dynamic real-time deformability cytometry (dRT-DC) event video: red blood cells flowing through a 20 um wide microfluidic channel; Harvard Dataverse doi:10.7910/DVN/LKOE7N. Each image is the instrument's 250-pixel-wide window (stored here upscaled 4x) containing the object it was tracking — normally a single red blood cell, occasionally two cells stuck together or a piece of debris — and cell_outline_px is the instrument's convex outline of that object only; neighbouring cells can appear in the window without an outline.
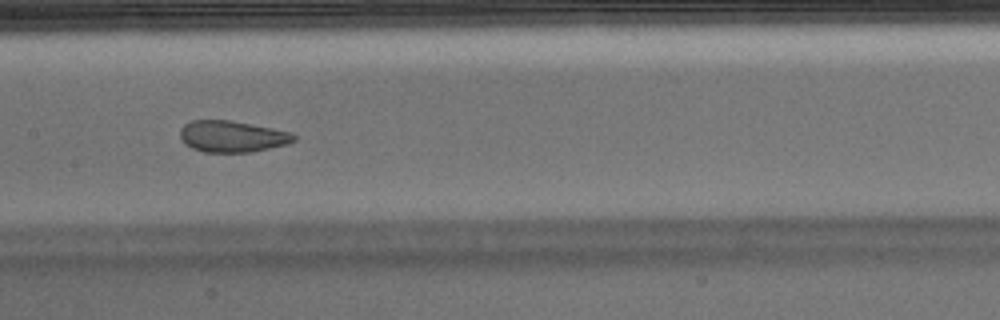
{"species": "Egyptian fruit bat (a non-hibernating species)", "species_latin": "Rousettus aegyptiacus", "temperature_condition": "warm", "stored_images_in_passage": 43, "camera_frame_rate_fps": 3000, "um_per_image_px": 0.085, "animal": {"sex": "male"}, "frame": {"image": 1, "passage_image": 25, "time_ms": 8.0, "image_size_px": [1000, 320], "cell_outline_px": [[296, 140], [284, 144], [252, 152], [204, 152], [192, 148], [184, 144], [180, 136], [180, 128], [184, 124], [192, 120], [228, 120], [272, 128], [292, 132], [296, 136]], "centroid_in_image_um": [19.7, 11.59], "position_along_channel_um": 187.7, "area_um2": 20.75}, "authors_computed_cell_mechanics": {"area_um2": 22.3108, "velocity_mm_per_s": 3.9332, "shape_relaxation_time_tau1_ms": 7.886, "shape_relaxation_time_tau2_ms": 0.8398, "deformation_change_tau1": 0.1678, "deformation_change_tau2": 0.0533}}